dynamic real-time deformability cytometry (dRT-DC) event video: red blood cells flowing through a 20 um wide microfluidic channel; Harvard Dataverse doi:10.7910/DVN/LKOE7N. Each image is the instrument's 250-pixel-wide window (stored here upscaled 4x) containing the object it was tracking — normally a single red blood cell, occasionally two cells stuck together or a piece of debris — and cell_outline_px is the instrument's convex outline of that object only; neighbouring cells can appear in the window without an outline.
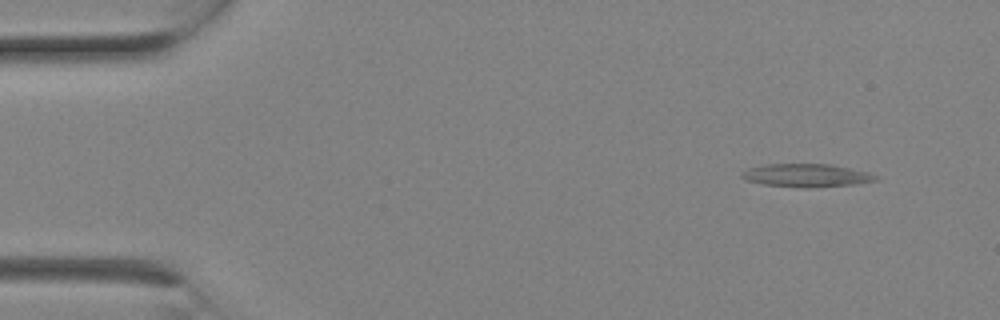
{"species": "Egyptian fruit bat (a non-hibernating species)", "species_latin": "Rousettus aegyptiacus", "temperature_condition": "room temperature", "stored_images_in_passage": 1, "camera_frame_rate_fps": 3000, "um_per_image_px": 0.085, "animal": {"sex": "female"}, "frame": {"image": 1, "passage_image": 1, "time_ms": 0.0, "image_size_px": [1000, 320], "cell_outline_px": [[880, 180], [852, 184], [808, 188], [800, 188], [764, 184], [748, 180], [740, 176], [740, 172], [748, 168], [764, 164], [828, 164], [868, 172], [880, 176]], "centroid_in_image_um": [68.55, 14.91], "position_along_channel_um": 16.5, "area_um2": 18.03}}